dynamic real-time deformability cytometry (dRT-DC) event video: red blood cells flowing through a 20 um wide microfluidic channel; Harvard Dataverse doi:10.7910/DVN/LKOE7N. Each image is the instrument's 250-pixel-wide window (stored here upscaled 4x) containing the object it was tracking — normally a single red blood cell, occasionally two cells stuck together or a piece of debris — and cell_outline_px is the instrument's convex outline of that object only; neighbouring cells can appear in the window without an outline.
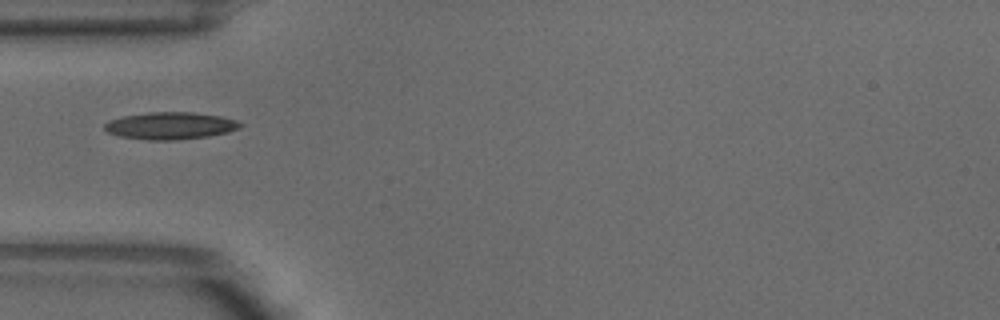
{"species": "common noctule bat (a hibernating species)", "species_latin": "Nyctalus noctula", "temperature_condition": "warm", "stored_images_in_passage": 3, "camera_frame_rate_fps": 3000, "um_per_image_px": 0.085, "animal": {"sex": "male", "body_mass_g": 18.8}, "frame": {"image": 1, "passage_image": 3, "time_ms": 0.667, "image_size_px": [1000, 320], "cell_outline_px": [[244, 124], [240, 128], [228, 132], [208, 136], [176, 140], [148, 140], [120, 136], [108, 132], [104, 128], [104, 124], [108, 120], [124, 116], [148, 112], [192, 112], [220, 116], [236, 120]], "centroid_in_image_um": [14.49, 10.68], "position_along_channel_um": 70.5, "area_um2": 21.5}}